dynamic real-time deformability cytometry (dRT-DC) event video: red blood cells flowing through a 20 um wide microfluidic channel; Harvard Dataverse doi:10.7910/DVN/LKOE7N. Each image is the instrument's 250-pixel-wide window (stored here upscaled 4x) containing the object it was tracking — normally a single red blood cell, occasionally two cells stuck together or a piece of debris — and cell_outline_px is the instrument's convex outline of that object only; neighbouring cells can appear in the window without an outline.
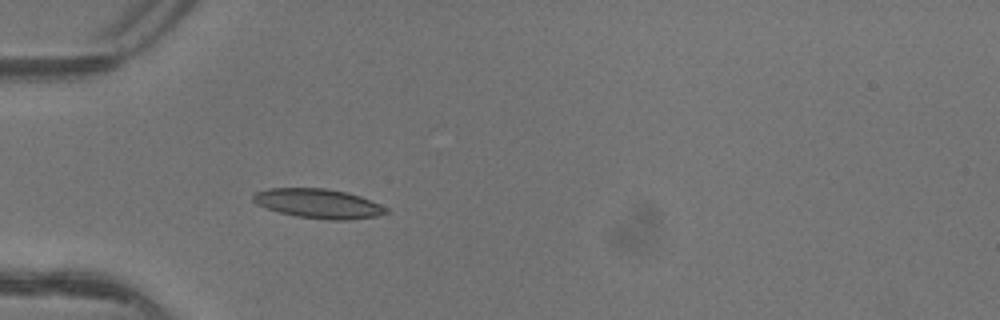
{"species": "common noctule bat (a hibernating species)", "species_latin": "Nyctalus noctula", "temperature_condition": "warm", "stored_images_in_passage": 3, "camera_frame_rate_fps": 3000, "um_per_image_px": 0.085, "animal": {"sex": "female"}, "frame": {"image": 1, "passage_image": 3, "time_ms": 0.667, "image_size_px": [1000, 320], "cell_outline_px": [[388, 212], [376, 216], [348, 220], [328, 220], [296, 216], [280, 212], [256, 204], [252, 200], [252, 196], [256, 192], [268, 188], [328, 188], [348, 192], [360, 196], [380, 204], [388, 208]], "centroid_in_image_um": [27.07, 17.29], "position_along_channel_um": 57.9, "area_um2": 22.83}}